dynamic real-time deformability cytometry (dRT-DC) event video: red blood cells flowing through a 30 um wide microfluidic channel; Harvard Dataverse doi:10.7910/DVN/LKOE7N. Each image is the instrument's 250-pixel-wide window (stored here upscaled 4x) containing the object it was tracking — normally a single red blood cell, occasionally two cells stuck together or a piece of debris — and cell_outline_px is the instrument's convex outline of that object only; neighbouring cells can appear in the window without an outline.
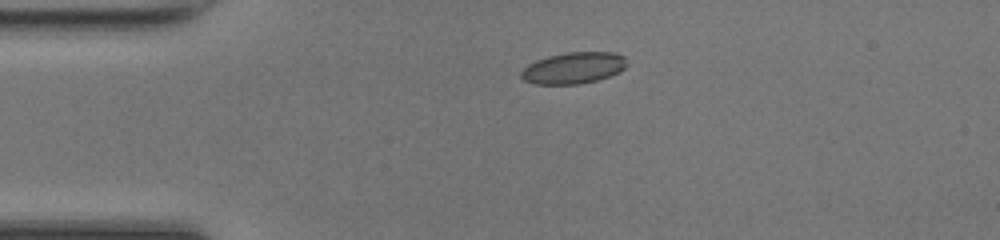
{"species": "common noctule bat (a hibernating species)", "species_latin": "Nyctalus noctula", "temperature_condition": "room temperature", "stored_images_in_passage": 38, "camera_frame_rate_fps": 3000, "um_per_image_px": 0.085, "animal": {"sex": "female", "body_mass_g": 17.0, "forearm_length_mm": 48.0}, "frame": {"image": 1, "passage_image": 1, "time_ms": 0.0, "image_size_px": [1000, 240], "cell_outline_px": [[628, 64], [620, 72], [596, 80], [580, 84], [532, 84], [524, 80], [520, 76], [520, 72], [528, 64], [536, 60], [548, 56], [568, 52], [616, 52], [624, 56]], "centroid_in_image_um": [48.75, 5.77], "position_along_channel_um": 36.3, "area_um2": 19.48}}
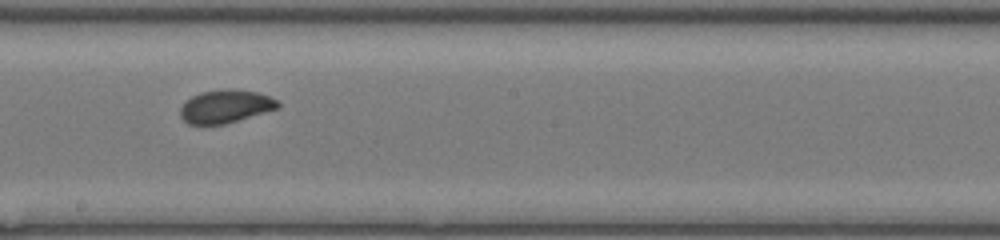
{"frame": {"image": 2, "passage_image": 17, "time_ms": 5.333, "image_size_px": [1000, 240], "cell_outline_px": [[280, 108], [224, 124], [188, 124], [180, 116], [180, 108], [192, 96], [200, 92], [228, 88], [256, 92], [268, 96], [276, 100], [280, 104]], "centroid_in_image_um": [19.17, 9.04], "position_along_channel_um": 229.0, "area_um2": 18.67}}
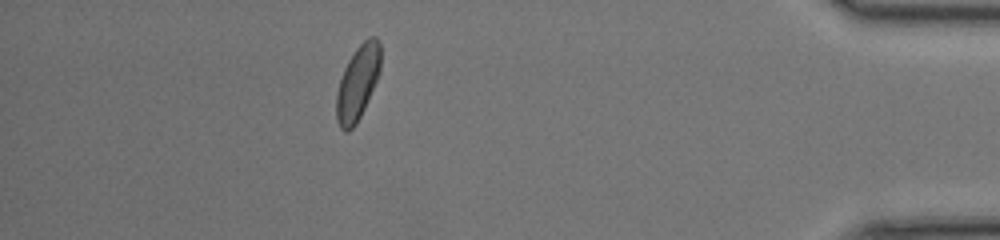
{"frame": {"image": 3, "passage_image": 33, "time_ms": 10.667, "image_size_px": [1000, 240], "cell_outline_px": [[380, 72], [364, 108], [356, 124], [348, 132], [344, 132], [340, 128], [336, 120], [336, 92], [344, 68], [348, 60], [356, 48], [368, 36], [376, 36], [380, 40]], "centroid_in_image_um": [30.39, 7.02], "position_along_channel_um": 404.8, "area_um2": 19.25}, "authors_computed_cell_mechanics": {"area_um2": 19.0162, "velocity_mm_per_s": 4.2918, "shape_relaxation_time_tau1_ms": 6.1369, "shape_relaxation_time_tau2_ms": 0.9488, "deformation_change_tau1": 0.147, "deformation_change_tau2": 0.0558}}